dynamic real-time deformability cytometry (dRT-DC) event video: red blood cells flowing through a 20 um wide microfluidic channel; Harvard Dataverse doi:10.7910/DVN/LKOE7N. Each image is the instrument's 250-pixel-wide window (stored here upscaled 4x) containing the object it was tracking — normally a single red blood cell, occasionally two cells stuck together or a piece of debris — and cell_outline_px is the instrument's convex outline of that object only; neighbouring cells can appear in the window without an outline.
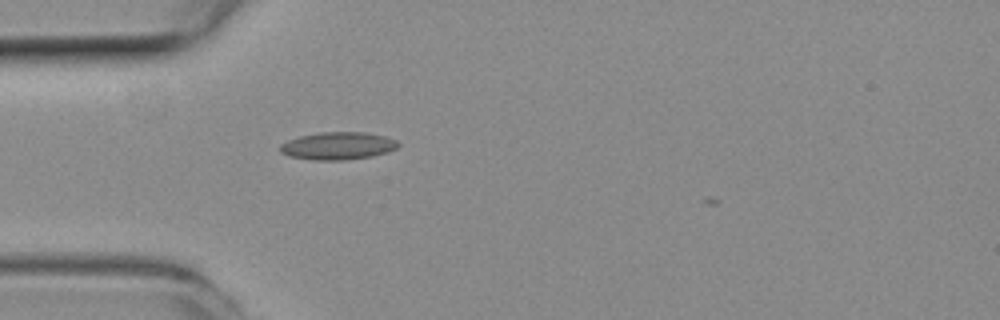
{"species": "common noctule bat (a hibernating species)", "species_latin": "Nyctalus noctula", "temperature_condition": "room temperature", "stored_images_in_passage": 34, "camera_frame_rate_fps": 3000, "um_per_image_px": 0.085, "animal": {"sex": "female", "body_mass_g": 19.3, "forearm_length_mm": 54.1}, "frame": {"image": 1, "passage_image": 1, "time_ms": 0.0, "image_size_px": [1000, 320], "cell_outline_px": [[400, 144], [396, 148], [388, 152], [372, 156], [344, 160], [312, 160], [292, 156], [280, 152], [280, 144], [288, 140], [300, 136], [320, 132], [364, 132], [384, 136], [396, 140]], "centroid_in_image_um": [28.73, 12.39], "position_along_channel_um": 56.3, "area_um2": 18.9}}
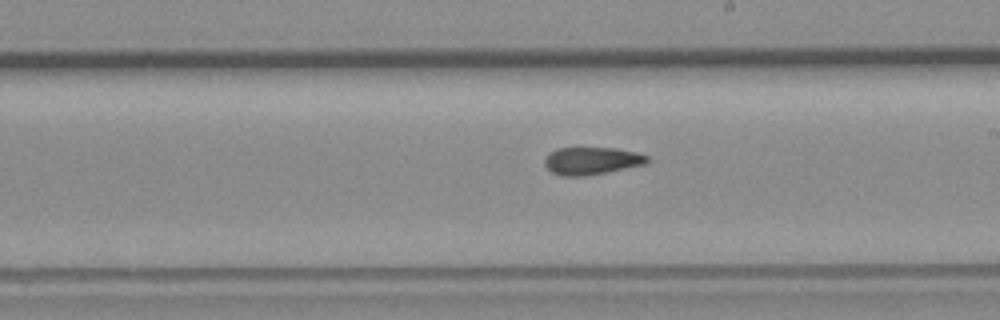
{"frame": {"image": 2, "passage_image": 15, "time_ms": 4.667, "image_size_px": [1000, 320], "cell_outline_px": [[648, 160], [644, 164], [584, 176], [564, 176], [552, 172], [544, 164], [544, 160], [552, 152], [560, 148], [616, 148], [636, 152], [648, 156]], "centroid_in_image_um": [50.29, 13.66], "position_along_channel_um": 238.7, "area_um2": 16.01}}
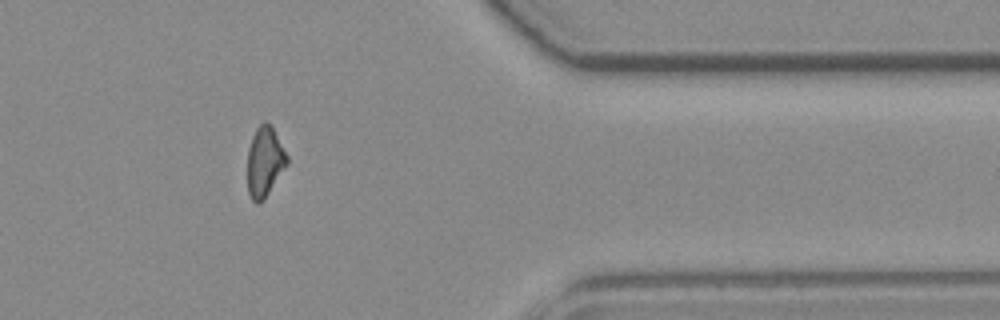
{"frame": {"image": 3, "passage_image": 28, "time_ms": 9.0, "image_size_px": [1000, 320], "cell_outline_px": [[288, 164], [264, 200], [260, 204], [256, 204], [252, 200], [248, 192], [248, 148], [252, 136], [256, 128], [264, 120], [272, 128], [288, 156]], "centroid_in_image_um": [22.49, 13.79], "position_along_channel_um": 388.9, "area_um2": 16.13}, "authors_computed_cell_mechanics": {"area_um2": 16.5308, "velocity_mm_per_s": 3.9879, "shape_relaxation_time_tau1_ms": null, "shape_relaxation_time_tau2_ms": 7.2081, "deformation_change_tau1": null, "deformation_change_tau2": 0.1477}}